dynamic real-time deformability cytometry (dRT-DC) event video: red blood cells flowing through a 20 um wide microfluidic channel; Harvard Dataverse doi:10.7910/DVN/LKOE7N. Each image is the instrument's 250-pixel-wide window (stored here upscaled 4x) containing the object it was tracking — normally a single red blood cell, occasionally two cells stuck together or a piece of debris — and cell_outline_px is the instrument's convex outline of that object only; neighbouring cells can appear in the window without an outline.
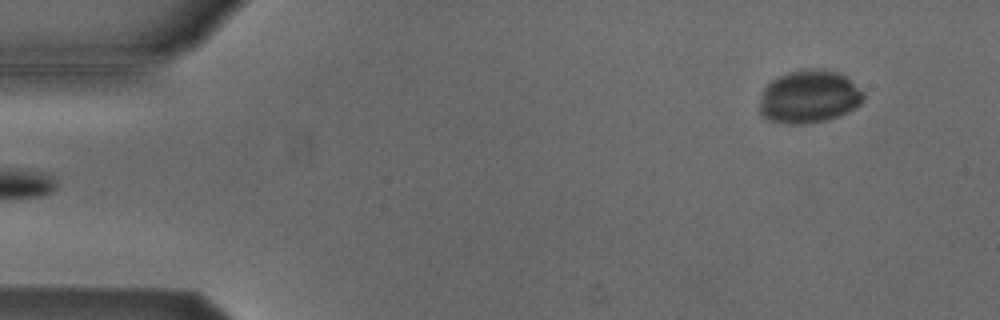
{"species": "Egyptian fruit bat (a non-hibernating species)", "species_latin": "Rousettus aegyptiacus", "temperature_condition": "cold", "stored_images_in_passage": 5, "segment_of_instrument_passage": [2, 2], "camera_frame_rate_fps": 3000, "um_per_image_px": 0.085, "animal": {"sex": "male"}, "frame": {"image": 1, "passage_image": 5, "time_ms": 1.333, "image_size_px": [1000, 320], "cell_outline_px": [[864, 100], [860, 104], [836, 116], [824, 120], [808, 124], [788, 124], [768, 120], [760, 112], [760, 100], [764, 88], [776, 76], [788, 72], [804, 68], [824, 68], [836, 72], [844, 76], [864, 92]], "centroid_in_image_um": [68.74, 8.2], "position_along_channel_um": 16.3, "area_um2": 31.96}}